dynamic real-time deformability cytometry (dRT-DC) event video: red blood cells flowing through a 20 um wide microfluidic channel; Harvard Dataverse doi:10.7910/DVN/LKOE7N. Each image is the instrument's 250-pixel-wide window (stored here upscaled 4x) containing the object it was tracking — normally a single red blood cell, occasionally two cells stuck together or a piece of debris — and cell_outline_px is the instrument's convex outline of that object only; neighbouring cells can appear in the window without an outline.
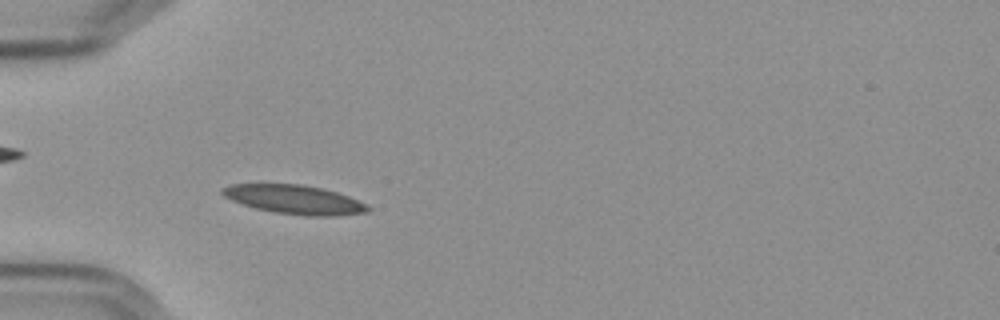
{"species": "Egyptian fruit bat (a non-hibernating species)", "species_latin": "Rousettus aegyptiacus", "temperature_condition": "cold", "stored_images_in_passage": 53, "camera_frame_rate_fps": 3000, "um_per_image_px": 0.085, "frame": {"image": 1, "passage_image": 14, "time_ms": 4.333, "image_size_px": [1000, 320], "cell_outline_px": [[372, 208], [368, 212], [336, 216], [304, 216], [272, 212], [256, 208], [232, 200], [224, 196], [220, 192], [220, 188], [232, 184], [300, 184], [320, 188], [336, 192], [348, 196]], "centroid_in_image_um": [25.01, 16.97], "position_along_channel_um": 60.0, "area_um2": 24.45}}
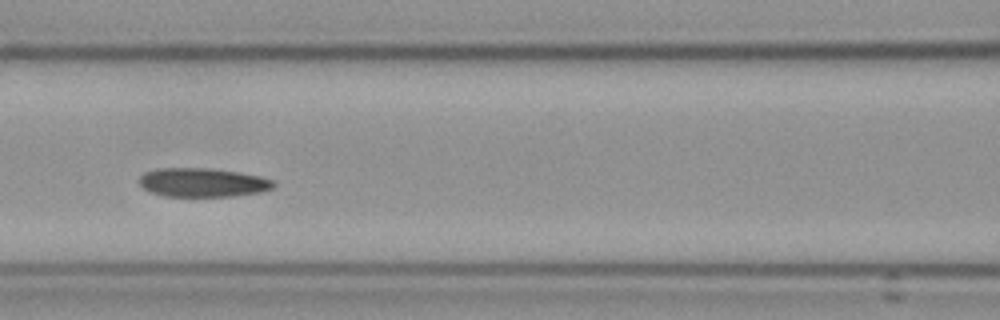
{"frame": {"image": 2, "passage_image": 22, "time_ms": 7.0, "image_size_px": [1000, 320], "cell_outline_px": [[276, 184], [272, 188], [260, 192], [236, 196], [164, 196], [148, 192], [140, 184], [140, 176], [144, 172], [156, 168], [208, 168], [236, 172], [260, 176], [272, 180]], "centroid_in_image_um": [17.2, 15.51], "position_along_channel_um": 149.4, "area_um2": 22.6}}
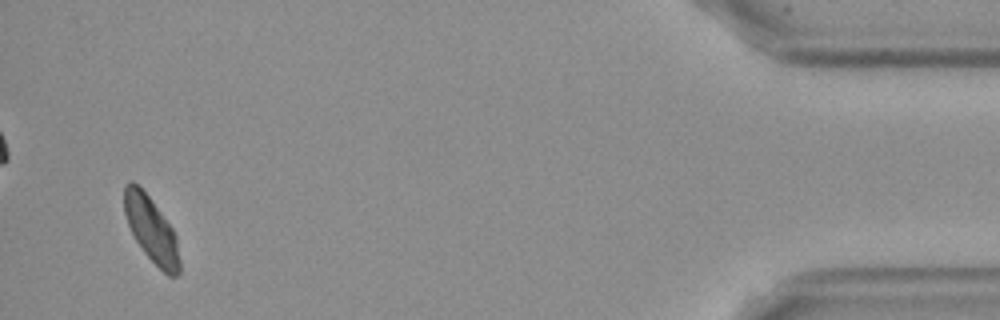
{"frame": {"image": 3, "passage_image": 51, "time_ms": 16.667, "image_size_px": [1000, 320], "cell_outline_px": [[180, 272], [176, 276], [168, 276], [144, 252], [136, 240], [128, 224], [124, 212], [124, 184], [132, 180], [148, 196], [172, 228], [176, 236], [180, 260]], "centroid_in_image_um": [12.86, 19.52], "position_along_channel_um": 422.3, "area_um2": 20.69}, "authors_computed_cell_mechanics": {"area_um2": 22.9466, "velocity_mm_per_s": 3.5637, "shape_relaxation_time_tau1_ms": 7.776, "shape_relaxation_time_tau2_ms": 2.6299, "deformation_change_tau1": 0.1578, "deformation_change_tau2": 0.06}}